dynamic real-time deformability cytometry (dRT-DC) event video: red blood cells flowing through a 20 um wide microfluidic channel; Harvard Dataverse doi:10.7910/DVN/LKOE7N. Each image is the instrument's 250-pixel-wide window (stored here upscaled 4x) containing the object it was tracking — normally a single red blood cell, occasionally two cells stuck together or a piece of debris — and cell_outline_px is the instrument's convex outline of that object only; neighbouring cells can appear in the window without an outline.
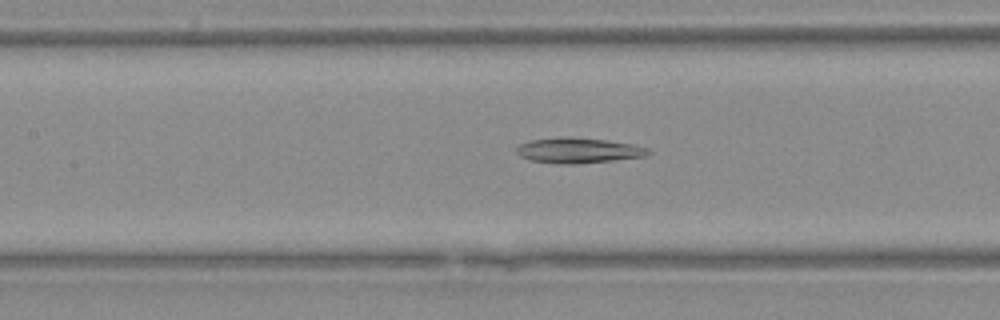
{"species": "Egyptian fruit bat (a non-hibernating species)", "species_latin": "Rousettus aegyptiacus", "temperature_condition": "warm", "stored_images_in_passage": 29, "segment_of_instrument_passage": [1, 2], "camera_frame_rate_fps": 3000, "um_per_image_px": 0.085, "animal": {"sex": "female"}, "frame": {"image": 1, "passage_image": 9, "time_ms": 2.667, "image_size_px": [1000, 320], "cell_outline_px": [[652, 152], [644, 156], [612, 160], [576, 164], [560, 164], [532, 160], [520, 156], [516, 152], [516, 148], [520, 144], [532, 140], [560, 136], [568, 136], [604, 140], [632, 144], [648, 148]], "centroid_in_image_um": [49.14, 12.78], "position_along_channel_um": 158.3, "area_um2": 19.31}}
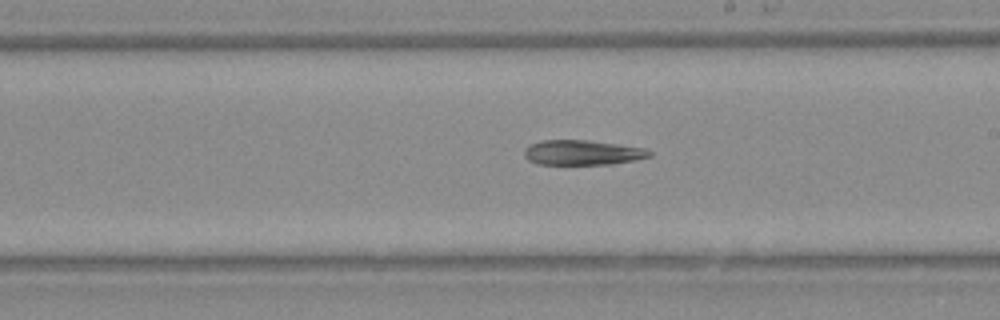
{"frame": {"image": 2, "passage_image": 14, "time_ms": 4.333, "image_size_px": [1000, 320], "cell_outline_px": [[652, 156], [636, 160], [612, 164], [536, 164], [528, 160], [524, 156], [524, 148], [540, 140], [592, 140], [648, 148], [652, 152]], "centroid_in_image_um": [49.55, 12.96], "position_along_channel_um": 239.5, "area_um2": 18.5}}
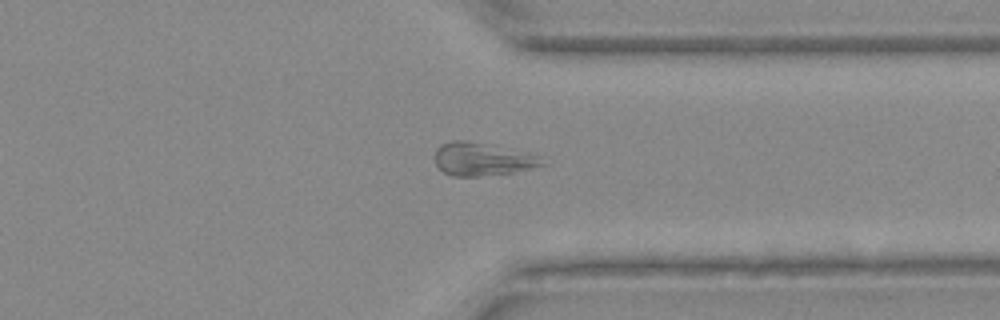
{"frame": {"image": 3, "passage_image": 22, "time_ms": 7.0, "image_size_px": [1000, 320], "cell_outline_px": [[544, 164], [512, 172], [480, 176], [452, 176], [444, 172], [436, 164], [432, 156], [436, 148], [440, 144], [452, 140], [468, 140], [540, 156]], "centroid_in_image_um": [40.87, 13.52], "position_along_channel_um": 370.5, "area_um2": 20.35}}